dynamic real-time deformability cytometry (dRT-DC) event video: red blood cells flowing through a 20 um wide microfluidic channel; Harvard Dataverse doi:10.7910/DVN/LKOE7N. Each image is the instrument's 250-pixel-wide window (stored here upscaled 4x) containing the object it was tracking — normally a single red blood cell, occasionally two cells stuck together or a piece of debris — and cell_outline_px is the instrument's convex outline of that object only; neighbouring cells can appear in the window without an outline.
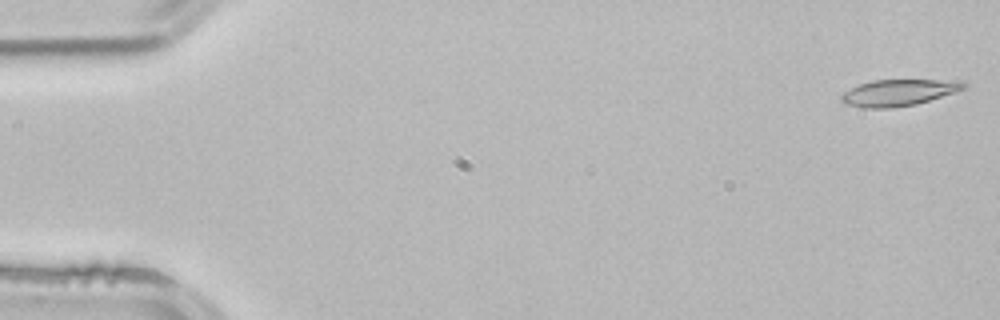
{"species": "common noctule bat (a hibernating species)", "species_latin": "Nyctalus noctula", "temperature_condition": "room temperature", "stored_images_in_passage": 52, "camera_frame_rate_fps": 3000, "um_per_image_px": 0.085, "animal": {"sex": "male", "body_mass_g": 21.5, "forearm_length_mm": 52.0}, "frame": {"image": 1, "passage_image": 1, "time_ms": 0.0, "image_size_px": [1000, 320], "cell_outline_px": [[968, 84], [964, 88], [956, 92], [916, 104], [892, 108], [864, 108], [848, 104], [840, 100], [840, 96], [844, 92], [860, 84], [872, 80], [964, 80]], "centroid_in_image_um": [76.42, 7.86], "position_along_channel_um": 8.6, "area_um2": 18.84}}
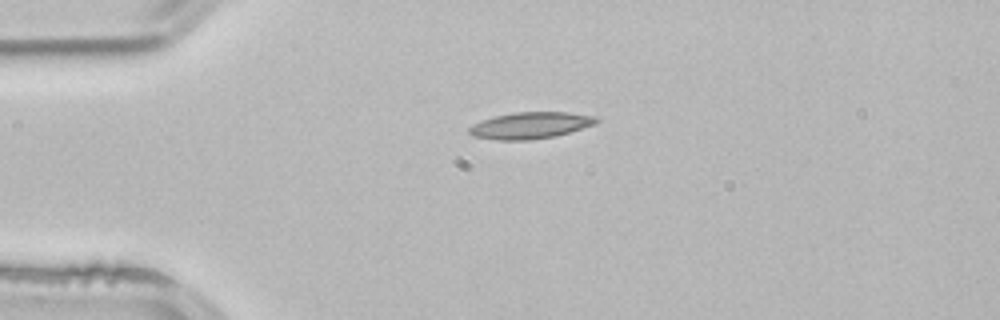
{"frame": {"image": 2, "passage_image": 12, "time_ms": 3.667, "image_size_px": [1000, 320], "cell_outline_px": [[600, 120], [596, 124], [556, 136], [532, 140], [496, 140], [472, 136], [468, 132], [468, 128], [472, 124], [496, 116], [516, 112], [568, 112], [596, 116]], "centroid_in_image_um": [45.1, 10.66], "position_along_channel_um": 39.9, "area_um2": 19.77}}
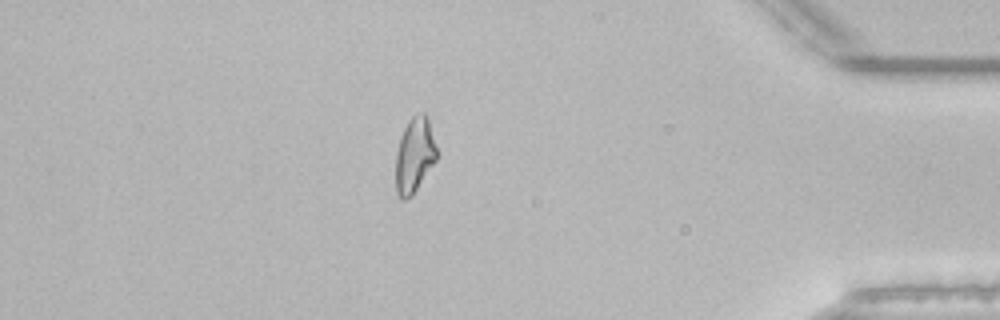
{"frame": {"image": 3, "passage_image": 45, "time_ms": 14.667, "image_size_px": [1000, 320], "cell_outline_px": [[436, 160], [412, 196], [404, 200], [396, 192], [396, 152], [404, 128], [408, 120], [412, 116], [420, 112], [424, 112], [428, 120], [436, 148]], "centroid_in_image_um": [35.22, 13.19], "position_along_channel_um": 400.0, "area_um2": 17.63}}